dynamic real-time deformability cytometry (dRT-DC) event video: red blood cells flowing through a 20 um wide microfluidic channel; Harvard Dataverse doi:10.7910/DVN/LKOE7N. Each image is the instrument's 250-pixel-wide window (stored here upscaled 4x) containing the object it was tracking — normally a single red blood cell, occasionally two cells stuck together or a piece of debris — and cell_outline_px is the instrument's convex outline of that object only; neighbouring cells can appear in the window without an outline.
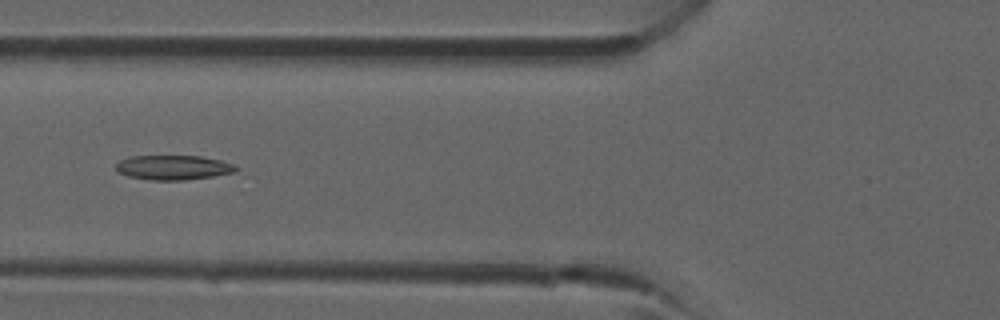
{"species": "common noctule bat (a hibernating species)", "species_latin": "Nyctalus noctula", "temperature_condition": "room temperature", "stored_images_in_passage": 38, "camera_frame_rate_fps": 3000, "um_per_image_px": 0.085, "animal": {"sex": "male", "forearm_length_mm": 52.5}, "frame": {"image": 1, "passage_image": 14, "time_ms": 4.333, "image_size_px": [1000, 320], "cell_outline_px": [[240, 168], [236, 172], [212, 176], [184, 180], [148, 180], [128, 176], [116, 172], [116, 164], [120, 160], [128, 156], [200, 156], [220, 160], [236, 164]], "centroid_in_image_um": [14.74, 14.23], "position_along_channel_um": 111.1, "area_um2": 17.4}}
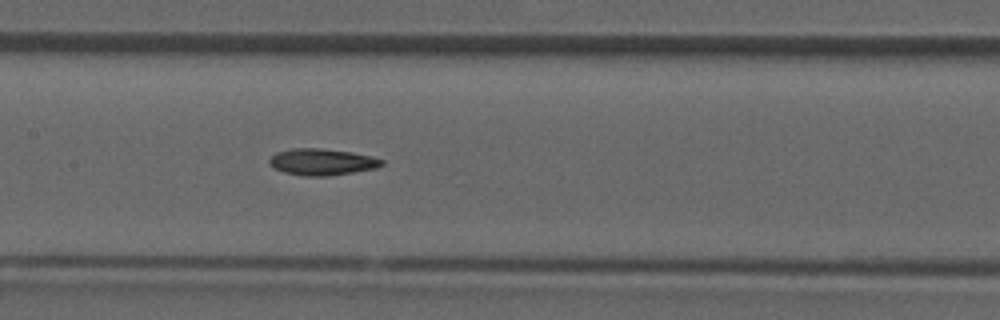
{"frame": {"image": 2, "passage_image": 18, "time_ms": 5.667, "image_size_px": [1000, 320], "cell_outline_px": [[384, 164], [376, 168], [352, 172], [324, 176], [304, 176], [284, 172], [272, 168], [268, 164], [268, 160], [276, 152], [296, 148], [320, 148], [352, 152], [372, 156], [384, 160]], "centroid_in_image_um": [27.35, 13.76], "position_along_channel_um": 180.1, "area_um2": 17.4}}
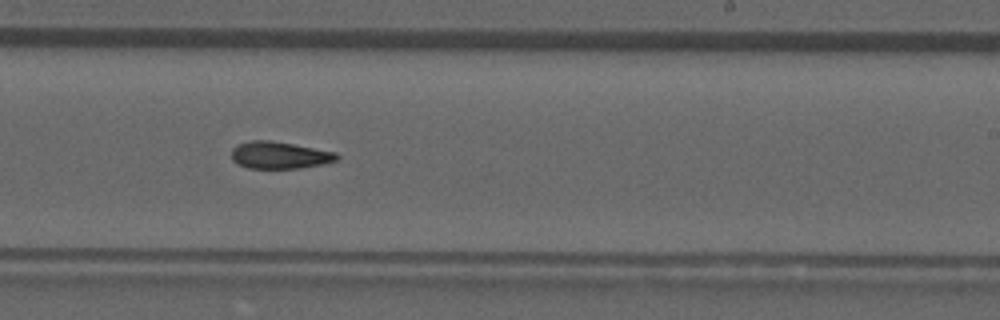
{"frame": {"image": 3, "passage_image": 23, "time_ms": 7.333, "image_size_px": [1000, 320], "cell_outline_px": [[340, 160], [324, 164], [300, 168], [248, 168], [236, 164], [232, 160], [232, 148], [236, 144], [252, 140], [272, 140], [336, 152], [340, 156]], "centroid_in_image_um": [23.77, 13.19], "position_along_channel_um": 265.2, "area_um2": 16.88}}